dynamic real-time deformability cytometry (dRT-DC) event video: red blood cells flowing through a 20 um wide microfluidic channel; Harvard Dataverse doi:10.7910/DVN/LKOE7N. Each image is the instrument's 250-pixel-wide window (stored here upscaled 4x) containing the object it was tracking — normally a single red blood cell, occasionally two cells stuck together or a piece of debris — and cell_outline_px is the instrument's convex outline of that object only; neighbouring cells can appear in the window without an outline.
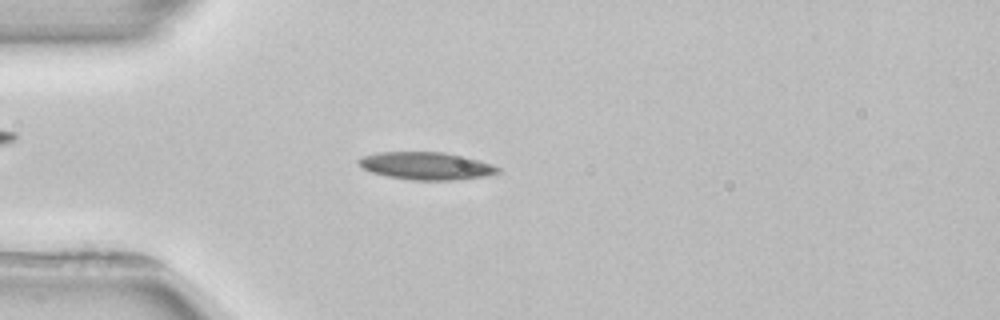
{"species": "common noctule bat (a hibernating species)", "species_latin": "Nyctalus noctula", "temperature_condition": "room temperature", "stored_images_in_passage": 3, "camera_frame_rate_fps": 3000, "um_per_image_px": 0.085, "animal": {"sex": "female", "body_mass_g": 22.7, "forearm_length_mm": 54.2}, "frame": {"image": 1, "passage_image": 3, "time_ms": 2.667, "image_size_px": [1000, 320], "cell_outline_px": [[500, 172], [488, 176], [456, 180], [412, 180], [388, 176], [372, 172], [364, 168], [356, 160], [360, 156], [380, 152], [444, 152], [468, 156], [492, 164], [500, 168]], "centroid_in_image_um": [36.28, 14.09], "position_along_channel_um": 48.7, "area_um2": 22.6}}